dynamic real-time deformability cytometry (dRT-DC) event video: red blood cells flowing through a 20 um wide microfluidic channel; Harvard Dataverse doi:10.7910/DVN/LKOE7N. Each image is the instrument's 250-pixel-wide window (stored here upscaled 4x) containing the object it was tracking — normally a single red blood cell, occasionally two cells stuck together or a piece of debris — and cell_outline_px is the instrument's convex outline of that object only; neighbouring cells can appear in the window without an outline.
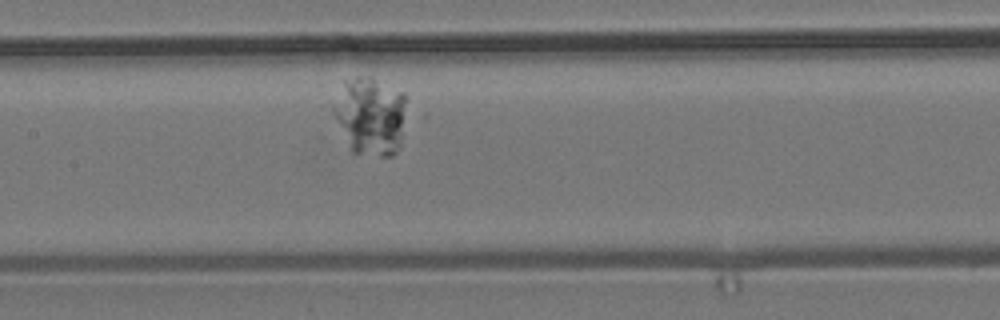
{"species": "common noctule bat (a hibernating species)", "species_latin": "Nyctalus noctula", "temperature_condition": "room temperature", "stored_images_in_passage": 37, "camera_frame_rate_fps": 3000, "um_per_image_px": 0.085, "animal": {"sex": "male", "body_mass_g": 19.2, "forearm_length_mm": 51.8}, "frame": {"image": 1, "passage_image": 14, "time_ms": 4.333, "image_size_px": [1000, 320], "cell_outline_px": [[408, 96], [400, 144], [396, 152], [392, 156], [380, 156], [352, 152], [332, 116], [332, 104], [344, 80], [356, 76], [372, 76], [404, 92]], "centroid_in_image_um": [31.47, 9.81], "position_along_channel_um": 175.9, "area_um2": 34.04}}
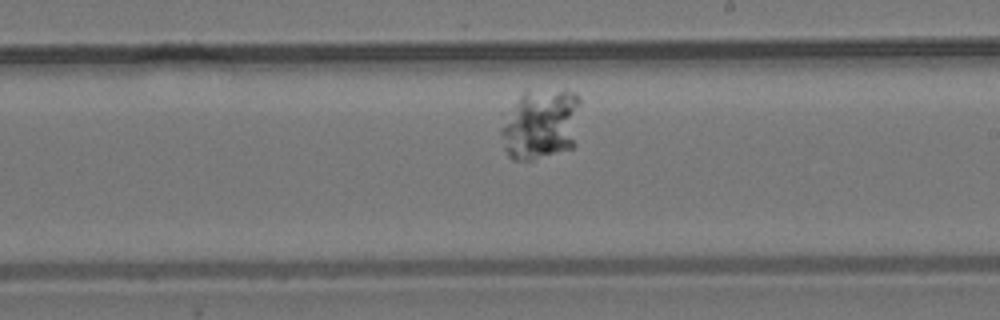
{"frame": {"image": 2, "passage_image": 20, "time_ms": 6.333, "image_size_px": [1000, 320], "cell_outline_px": [[580, 104], [576, 144], [572, 148], [532, 160], [512, 160], [508, 156], [500, 136], [500, 128], [508, 112], [524, 92], [564, 88], [568, 88], [580, 96]], "centroid_in_image_um": [46.01, 10.55], "position_along_channel_um": 243.0, "area_um2": 33.18}}
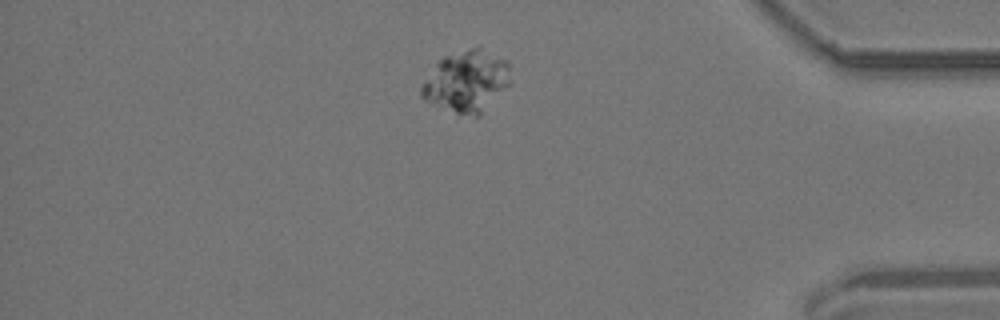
{"frame": {"image": 3, "passage_image": 36, "time_ms": 11.667, "image_size_px": [1000, 320], "cell_outline_px": [[512, 84], [480, 116], [476, 116], [456, 112], [424, 100], [420, 96], [420, 88], [436, 64], [444, 56], [480, 44], [508, 60]], "centroid_in_image_um": [39.76, 6.87], "position_along_channel_um": 395.4, "area_um2": 32.43}}